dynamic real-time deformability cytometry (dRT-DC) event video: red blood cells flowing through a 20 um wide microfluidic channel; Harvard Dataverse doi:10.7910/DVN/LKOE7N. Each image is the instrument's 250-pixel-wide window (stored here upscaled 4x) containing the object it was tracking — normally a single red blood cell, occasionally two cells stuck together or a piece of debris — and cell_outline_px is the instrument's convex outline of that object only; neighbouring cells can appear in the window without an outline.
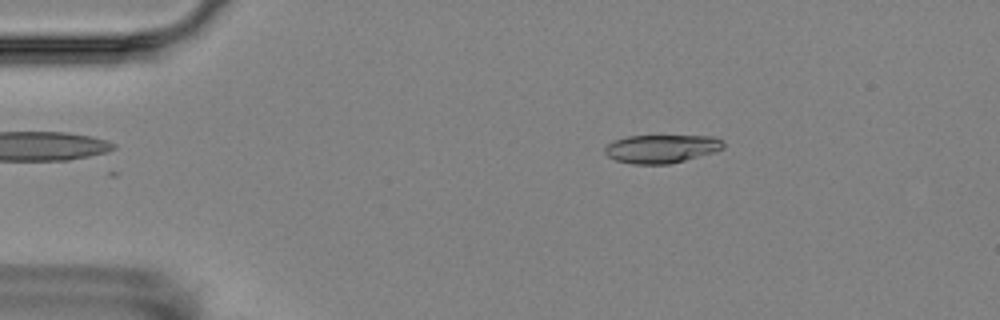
{"species": "Egyptian fruit bat (a non-hibernating species)", "species_latin": "Rousettus aegyptiacus", "temperature_condition": "room temperature", "stored_images_in_passage": 6, "camera_frame_rate_fps": 3000, "um_per_image_px": 0.085, "animal": {"sex": "female"}, "frame": {"image": 1, "passage_image": 3, "time_ms": 3.0, "image_size_px": [1000, 320], "cell_outline_px": [[724, 148], [716, 152], [668, 164], [632, 164], [616, 160], [608, 156], [604, 152], [604, 148], [612, 140], [628, 136], [712, 136], [724, 140]], "centroid_in_image_um": [56.23, 12.64], "position_along_channel_um": 28.8, "area_um2": 19.65}}